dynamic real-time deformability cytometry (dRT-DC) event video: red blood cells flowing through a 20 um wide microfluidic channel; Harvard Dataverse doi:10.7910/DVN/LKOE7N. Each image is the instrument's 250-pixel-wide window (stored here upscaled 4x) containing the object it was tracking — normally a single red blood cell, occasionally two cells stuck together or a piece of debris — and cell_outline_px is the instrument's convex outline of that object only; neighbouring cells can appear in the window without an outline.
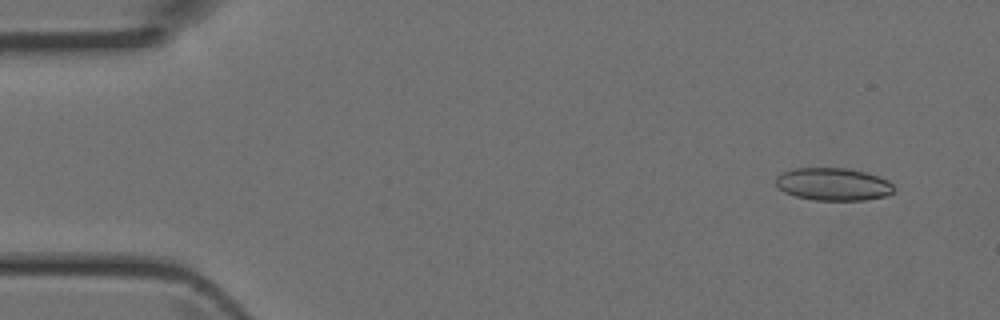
{"species": "Egyptian fruit bat (a non-hibernating species)", "species_latin": "Rousettus aegyptiacus", "temperature_condition": "room temperature", "stored_images_in_passage": 4, "camera_frame_rate_fps": 3000, "um_per_image_px": 0.085, "animal": {"sex": "female"}, "frame": {"image": 1, "passage_image": 4, "time_ms": 1.0, "image_size_px": [1000, 320], "cell_outline_px": [[896, 188], [888, 196], [864, 200], [816, 200], [796, 196], [784, 192], [776, 188], [776, 176], [780, 172], [792, 168], [848, 168], [864, 172], [888, 180]], "centroid_in_image_um": [70.79, 15.65], "position_along_channel_um": 14.2, "area_um2": 22.66}}